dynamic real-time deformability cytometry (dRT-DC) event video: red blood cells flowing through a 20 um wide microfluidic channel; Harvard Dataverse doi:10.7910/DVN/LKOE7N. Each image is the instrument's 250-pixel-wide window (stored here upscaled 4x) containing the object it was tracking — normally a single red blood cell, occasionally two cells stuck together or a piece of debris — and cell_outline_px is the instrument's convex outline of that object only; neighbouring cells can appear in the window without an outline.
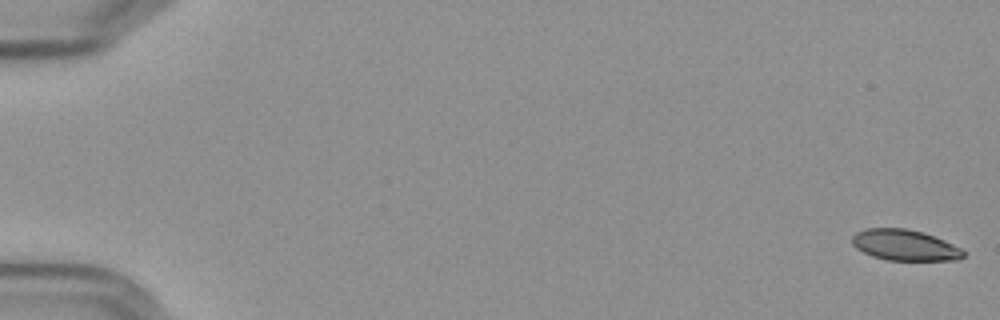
{"species": "Egyptian fruit bat (a non-hibernating species)", "species_latin": "Rousettus aegyptiacus", "temperature_condition": "cold", "stored_images_in_passage": 57, "camera_frame_rate_fps": 3000, "um_per_image_px": 0.085, "frame": {"image": 1, "passage_image": 1, "time_ms": 0.0, "image_size_px": [1000, 320], "cell_outline_px": [[964, 256], [960, 260], [888, 260], [872, 256], [856, 248], [852, 244], [852, 236], [856, 232], [864, 228], [904, 228], [924, 232], [944, 240], [960, 248], [964, 252]], "centroid_in_image_um": [76.89, 20.83], "position_along_channel_um": 8.1, "area_um2": 20.06}}
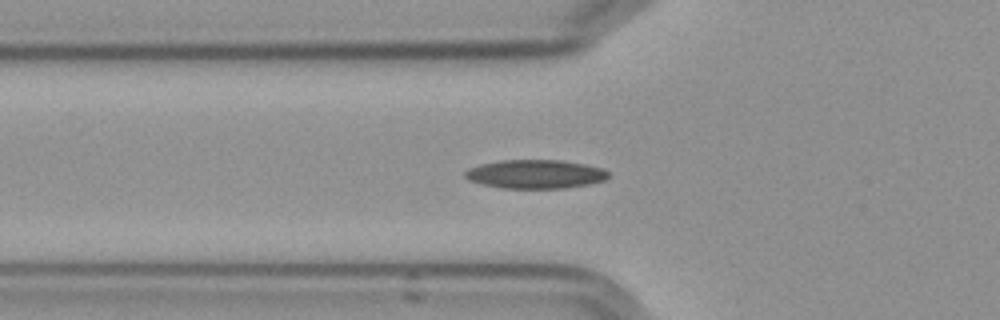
{"frame": {"image": 2, "passage_image": 21, "time_ms": 6.667, "image_size_px": [1000, 320], "cell_outline_px": [[608, 176], [604, 180], [592, 184], [564, 188], [504, 188], [484, 184], [468, 180], [464, 176], [464, 172], [468, 168], [480, 164], [500, 160], [560, 160], [584, 164], [604, 168], [608, 172]], "centroid_in_image_um": [45.51, 14.79], "position_along_channel_um": 80.3, "area_um2": 24.04}}
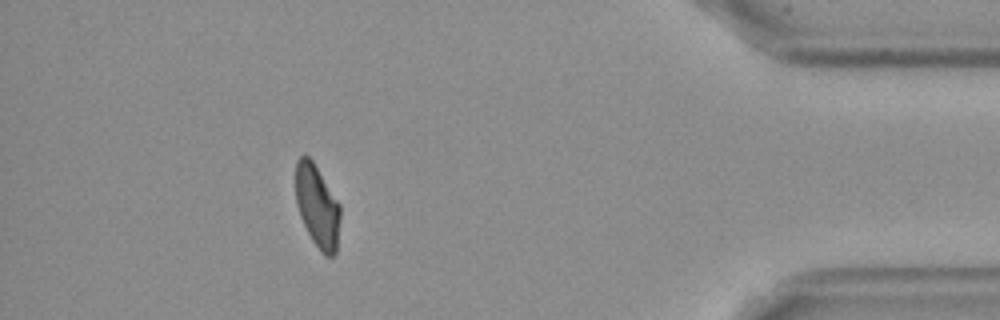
{"frame": {"image": 3, "passage_image": 52, "time_ms": 17.0, "image_size_px": [1000, 320], "cell_outline_px": [[340, 220], [336, 252], [332, 256], [324, 256], [320, 252], [312, 240], [300, 216], [296, 200], [296, 160], [300, 156], [308, 156], [312, 160], [340, 204]], "centroid_in_image_um": [26.98, 17.55], "position_along_channel_um": 408.2, "area_um2": 21.33}, "authors_computed_cell_mechanics": {"area_um2": 22.3686, "velocity_mm_per_s": 3.5975, "shape_relaxation_time_tau1_ms": 7.306, "shape_relaxation_time_tau2_ms": 2.7609, "deformation_change_tau1": 0.1777, "deformation_change_tau2": 0.087}}